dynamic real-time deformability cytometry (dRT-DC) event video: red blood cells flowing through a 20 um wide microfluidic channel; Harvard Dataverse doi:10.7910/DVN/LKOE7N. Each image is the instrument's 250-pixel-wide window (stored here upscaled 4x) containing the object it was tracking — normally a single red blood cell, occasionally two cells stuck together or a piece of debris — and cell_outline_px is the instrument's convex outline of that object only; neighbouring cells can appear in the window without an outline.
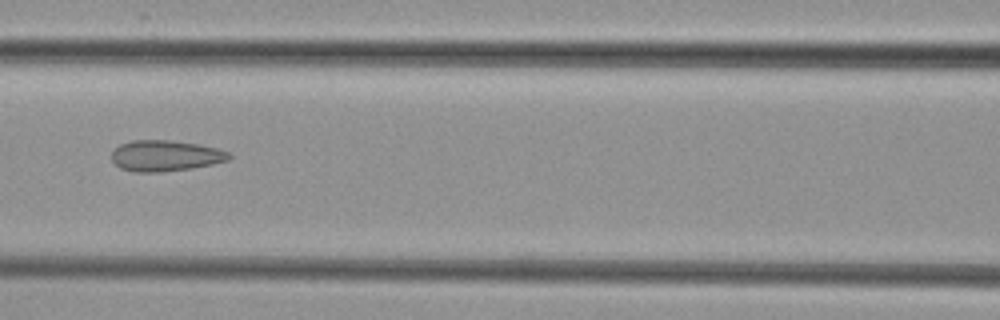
{"species": "common noctule bat (a hibernating species)", "species_latin": "Nyctalus noctula", "temperature_condition": "cold", "stored_images_in_passage": 8, "camera_frame_rate_fps": 3000, "um_per_image_px": 0.085, "animal": {"sex": "female", "body_mass_g": 29.2, "forearm_length_mm": 56.3}, "frame": {"image": 1, "passage_image": 8, "time_ms": 8.0, "image_size_px": [1000, 320], "cell_outline_px": [[232, 156], [228, 160], [212, 164], [192, 168], [160, 172], [132, 172], [120, 168], [112, 160], [112, 152], [120, 144], [132, 140], [172, 140], [200, 144], [216, 148], [228, 152]], "centroid_in_image_um": [14.05, 13.23], "position_along_channel_um": 152.5, "area_um2": 21.21}}